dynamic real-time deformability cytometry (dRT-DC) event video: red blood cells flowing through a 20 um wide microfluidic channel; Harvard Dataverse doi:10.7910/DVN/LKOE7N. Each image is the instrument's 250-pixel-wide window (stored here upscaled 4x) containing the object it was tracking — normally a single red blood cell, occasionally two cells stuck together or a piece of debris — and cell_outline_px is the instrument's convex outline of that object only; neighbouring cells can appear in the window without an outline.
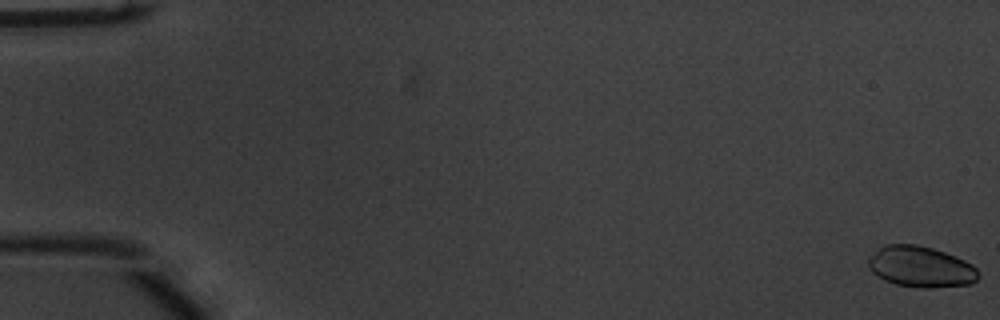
{"species": "common noctule bat (a hibernating species)", "species_latin": "Nyctalus noctula", "temperature_condition": "warm", "stored_images_in_passage": 56, "camera_frame_rate_fps": 3000, "um_per_image_px": 0.085, "animal": {"sex": "male", "body_mass_g": 20.1, "forearm_length_mm": 53.5}, "frame": {"image": 1, "passage_image": 1, "time_ms": 0.0, "image_size_px": [1000, 320], "cell_outline_px": [[976, 280], [972, 284], [928, 288], [920, 288], [896, 284], [884, 280], [872, 272], [868, 268], [868, 260], [884, 244], [916, 244], [932, 248], [956, 256], [972, 264], [976, 268]], "centroid_in_image_um": [78.25, 22.68], "position_along_channel_um": 6.7, "area_um2": 26.07}}
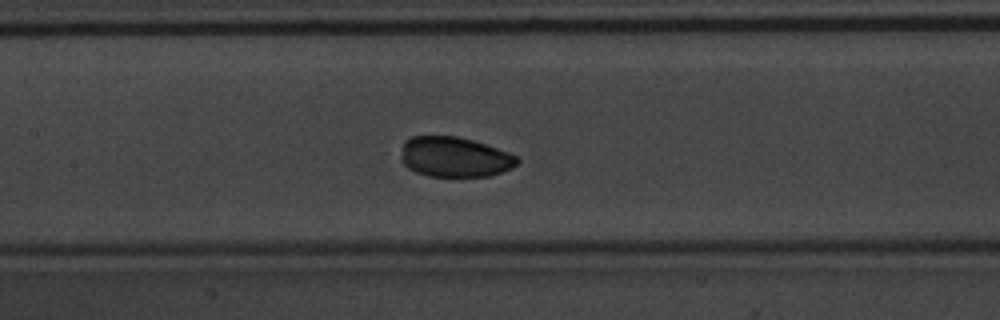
{"frame": {"image": 2, "passage_image": 27, "time_ms": 8.667, "image_size_px": [1000, 320], "cell_outline_px": [[520, 160], [512, 168], [488, 176], [428, 176], [416, 172], [408, 168], [400, 160], [400, 156], [404, 140], [412, 136], [456, 136], [472, 140], [508, 152], [516, 156]], "centroid_in_image_um": [38.6, 13.34], "position_along_channel_um": 168.8, "area_um2": 27.11}}
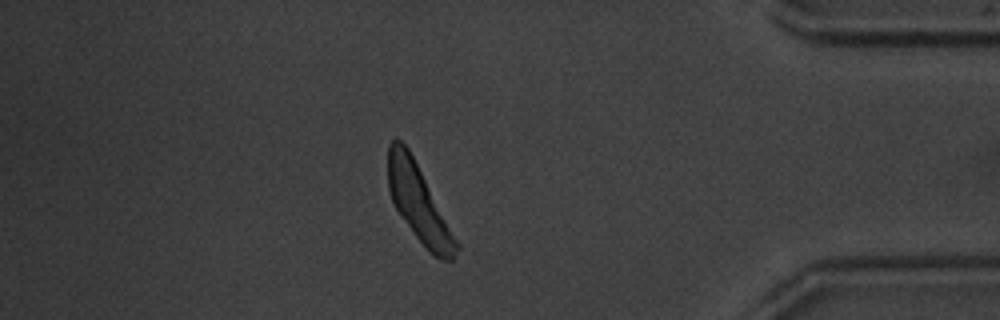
{"frame": {"image": 3, "passage_image": 48, "time_ms": 15.667, "image_size_px": [1000, 320], "cell_outline_px": [[460, 248], [452, 260], [440, 260], [432, 256], [428, 252], [416, 236], [396, 208], [392, 200], [388, 188], [388, 144], [392, 140], [400, 140], [408, 148], [460, 244]], "centroid_in_image_um": [35.61, 17.32], "position_along_channel_um": 399.6, "area_um2": 30.06}, "authors_computed_cell_mechanics": {"area_um2": 28.5821, "velocity_mm_per_s": 3.7701, "shape_relaxation_time_tau1_ms": 2.2128, "shape_relaxation_time_tau2_ms": 1.5076, "deformation_change_tau1": 0.1231, "deformation_change_tau2": 0.048}}